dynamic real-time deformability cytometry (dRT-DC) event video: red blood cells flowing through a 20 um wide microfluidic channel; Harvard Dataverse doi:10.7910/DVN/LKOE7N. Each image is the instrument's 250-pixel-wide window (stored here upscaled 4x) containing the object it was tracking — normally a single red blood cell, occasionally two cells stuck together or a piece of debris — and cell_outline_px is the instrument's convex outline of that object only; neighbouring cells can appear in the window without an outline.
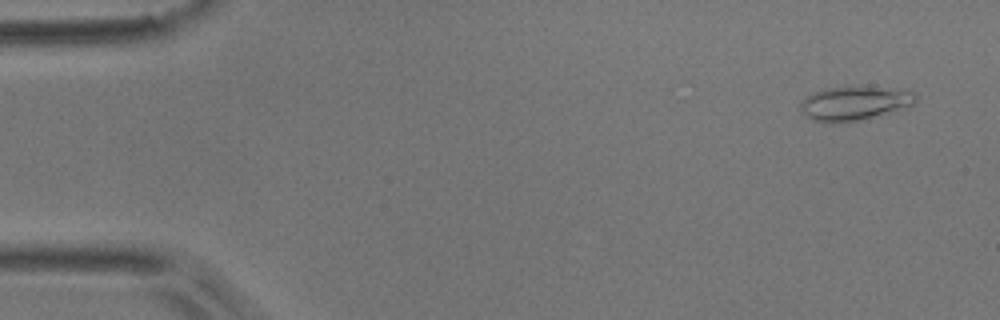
{"species": "common noctule bat (a hibernating species)", "species_latin": "Nyctalus noctula", "temperature_condition": "room temperature", "stored_images_in_passage": 5, "camera_frame_rate_fps": 3000, "um_per_image_px": 0.085, "animal": {"sex": "male", "body_mass_g": 17.9}, "frame": {"image": 1, "passage_image": 1, "time_ms": 0.0, "image_size_px": [1000, 320], "cell_outline_px": [[916, 100], [912, 104], [888, 112], [860, 120], [844, 124], [828, 124], [812, 120], [804, 116], [800, 108], [800, 100], [816, 92], [832, 88], [876, 88], [912, 92], [916, 96]], "centroid_in_image_um": [72.5, 8.84], "position_along_channel_um": 12.5, "area_um2": 22.14}}